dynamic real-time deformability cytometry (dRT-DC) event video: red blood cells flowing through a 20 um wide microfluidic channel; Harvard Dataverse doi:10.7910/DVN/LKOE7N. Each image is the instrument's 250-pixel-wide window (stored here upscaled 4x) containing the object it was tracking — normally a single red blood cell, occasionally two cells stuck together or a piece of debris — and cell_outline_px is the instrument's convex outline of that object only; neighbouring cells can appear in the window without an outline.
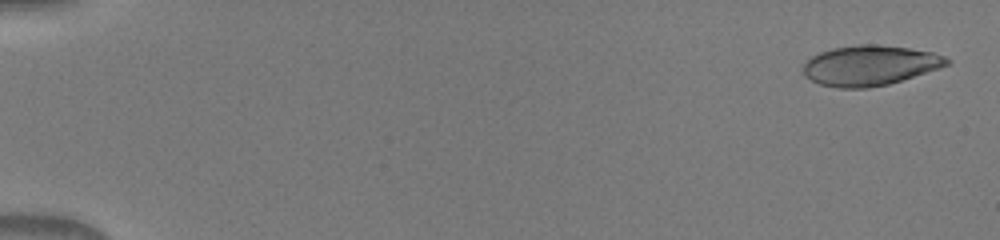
{"species": "human", "species_latin": "Homo sapiens", "temperature_condition": "warm", "stored_images_in_passage": 50, "camera_frame_rate_fps": 3000, "um_per_image_px": 0.085, "donor": {"sex": "male"}, "frame": {"image": 1, "passage_image": 2, "time_ms": 0.333, "image_size_px": [1000, 240], "cell_outline_px": [[952, 60], [948, 64], [888, 84], [868, 88], [836, 88], [820, 84], [804, 76], [804, 64], [812, 56], [820, 52], [832, 48], [860, 44], [872, 44], [908, 48], [932, 52], [944, 56]], "centroid_in_image_um": [73.89, 5.56], "position_along_channel_um": 11.1, "area_um2": 33.12}}
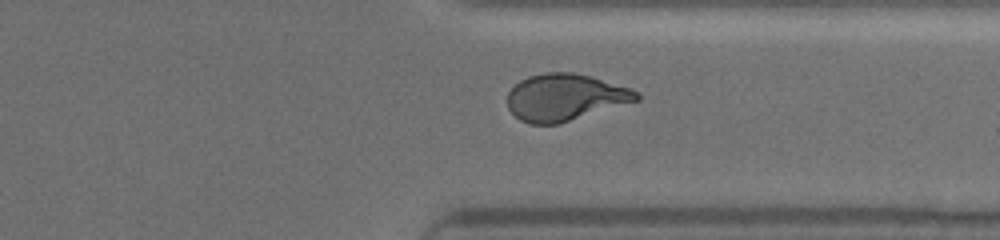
{"frame": {"image": 2, "passage_image": 40, "time_ms": 13.0, "image_size_px": [1000, 240], "cell_outline_px": [[640, 100], [560, 124], [528, 124], [520, 120], [508, 108], [508, 92], [520, 80], [528, 76], [544, 72], [572, 72], [592, 76], [632, 88], [640, 92]], "centroid_in_image_um": [48.07, 8.27], "position_along_channel_um": 363.3, "area_um2": 35.66}}
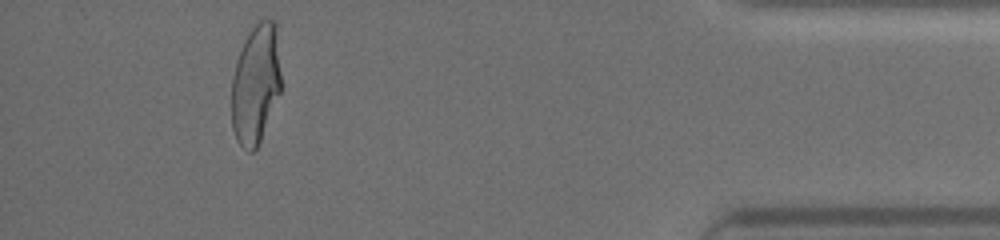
{"frame": {"image": 3, "passage_image": 47, "time_ms": 15.333, "image_size_px": [1000, 240], "cell_outline_px": [[280, 92], [260, 140], [256, 148], [252, 152], [248, 152], [236, 140], [232, 128], [232, 76], [236, 60], [244, 40], [252, 28], [260, 20], [272, 20], [276, 24], [280, 72]], "centroid_in_image_um": [21.72, 7.15], "position_along_channel_um": 413.5, "area_um2": 34.22}}